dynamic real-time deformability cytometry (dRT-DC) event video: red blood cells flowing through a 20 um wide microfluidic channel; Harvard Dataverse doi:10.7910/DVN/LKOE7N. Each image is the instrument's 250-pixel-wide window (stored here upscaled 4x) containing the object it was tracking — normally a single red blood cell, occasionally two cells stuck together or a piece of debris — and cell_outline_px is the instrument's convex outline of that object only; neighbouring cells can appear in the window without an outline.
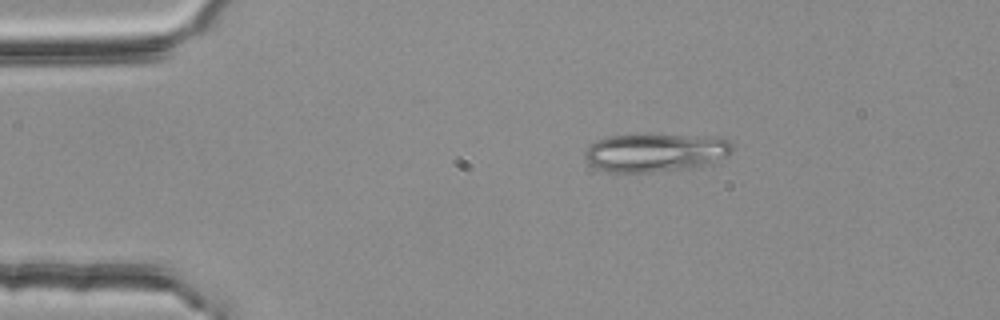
{"species": "common noctule bat (a hibernating species)", "species_latin": "Nyctalus noctula", "temperature_condition": "room temperature", "stored_images_in_passage": 3, "camera_frame_rate_fps": 3000, "um_per_image_px": 0.085, "animal": {"sex": "female", "body_mass_g": 25.1}, "frame": {"image": 1, "passage_image": 1, "time_ms": 0.0, "image_size_px": [1000, 320], "cell_outline_px": [[732, 152], [728, 156], [708, 164], [692, 168], [652, 172], [612, 172], [596, 168], [588, 164], [584, 160], [584, 152], [596, 140], [608, 136], [688, 136], [728, 140], [732, 144]], "centroid_in_image_um": [55.66, 13.01], "position_along_channel_um": 29.3, "area_um2": 32.31}}